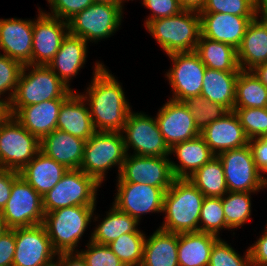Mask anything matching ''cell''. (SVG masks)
<instances>
[{
  "instance_id": "cell-20",
  "label": "cell",
  "mask_w": 267,
  "mask_h": 266,
  "mask_svg": "<svg viewBox=\"0 0 267 266\" xmlns=\"http://www.w3.org/2000/svg\"><path fill=\"white\" fill-rule=\"evenodd\" d=\"M200 135L216 156L223 151L242 148L249 144V139L234 111H229L222 118L213 121L200 132Z\"/></svg>"
},
{
  "instance_id": "cell-19",
  "label": "cell",
  "mask_w": 267,
  "mask_h": 266,
  "mask_svg": "<svg viewBox=\"0 0 267 266\" xmlns=\"http://www.w3.org/2000/svg\"><path fill=\"white\" fill-rule=\"evenodd\" d=\"M33 21L0 19V49L24 65H32Z\"/></svg>"
},
{
  "instance_id": "cell-15",
  "label": "cell",
  "mask_w": 267,
  "mask_h": 266,
  "mask_svg": "<svg viewBox=\"0 0 267 266\" xmlns=\"http://www.w3.org/2000/svg\"><path fill=\"white\" fill-rule=\"evenodd\" d=\"M57 254L42 224L15 228V253L12 266H53Z\"/></svg>"
},
{
  "instance_id": "cell-58",
  "label": "cell",
  "mask_w": 267,
  "mask_h": 266,
  "mask_svg": "<svg viewBox=\"0 0 267 266\" xmlns=\"http://www.w3.org/2000/svg\"><path fill=\"white\" fill-rule=\"evenodd\" d=\"M117 1L123 6L124 0H117Z\"/></svg>"
},
{
  "instance_id": "cell-17",
  "label": "cell",
  "mask_w": 267,
  "mask_h": 266,
  "mask_svg": "<svg viewBox=\"0 0 267 266\" xmlns=\"http://www.w3.org/2000/svg\"><path fill=\"white\" fill-rule=\"evenodd\" d=\"M38 10L33 21L32 65H48L69 32L68 22Z\"/></svg>"
},
{
  "instance_id": "cell-52",
  "label": "cell",
  "mask_w": 267,
  "mask_h": 266,
  "mask_svg": "<svg viewBox=\"0 0 267 266\" xmlns=\"http://www.w3.org/2000/svg\"><path fill=\"white\" fill-rule=\"evenodd\" d=\"M206 0H179L182 10L195 11L200 13L204 7Z\"/></svg>"
},
{
  "instance_id": "cell-3",
  "label": "cell",
  "mask_w": 267,
  "mask_h": 266,
  "mask_svg": "<svg viewBox=\"0 0 267 266\" xmlns=\"http://www.w3.org/2000/svg\"><path fill=\"white\" fill-rule=\"evenodd\" d=\"M146 29L167 55L193 52L201 36L200 14L183 10L178 15L150 21Z\"/></svg>"
},
{
  "instance_id": "cell-51",
  "label": "cell",
  "mask_w": 267,
  "mask_h": 266,
  "mask_svg": "<svg viewBox=\"0 0 267 266\" xmlns=\"http://www.w3.org/2000/svg\"><path fill=\"white\" fill-rule=\"evenodd\" d=\"M57 266H87L85 260L78 251L62 252L57 254Z\"/></svg>"
},
{
  "instance_id": "cell-25",
  "label": "cell",
  "mask_w": 267,
  "mask_h": 266,
  "mask_svg": "<svg viewBox=\"0 0 267 266\" xmlns=\"http://www.w3.org/2000/svg\"><path fill=\"white\" fill-rule=\"evenodd\" d=\"M87 48L85 40L68 32L60 49L47 65L68 88L69 80L73 79L85 64Z\"/></svg>"
},
{
  "instance_id": "cell-32",
  "label": "cell",
  "mask_w": 267,
  "mask_h": 266,
  "mask_svg": "<svg viewBox=\"0 0 267 266\" xmlns=\"http://www.w3.org/2000/svg\"><path fill=\"white\" fill-rule=\"evenodd\" d=\"M195 52L209 69L240 72L237 49L233 46L200 36Z\"/></svg>"
},
{
  "instance_id": "cell-4",
  "label": "cell",
  "mask_w": 267,
  "mask_h": 266,
  "mask_svg": "<svg viewBox=\"0 0 267 266\" xmlns=\"http://www.w3.org/2000/svg\"><path fill=\"white\" fill-rule=\"evenodd\" d=\"M72 92L73 89L68 88L47 65H24L10 108L66 99Z\"/></svg>"
},
{
  "instance_id": "cell-39",
  "label": "cell",
  "mask_w": 267,
  "mask_h": 266,
  "mask_svg": "<svg viewBox=\"0 0 267 266\" xmlns=\"http://www.w3.org/2000/svg\"><path fill=\"white\" fill-rule=\"evenodd\" d=\"M184 102L191 111L195 126L199 132L229 112L224 106L210 102L202 96L191 97Z\"/></svg>"
},
{
  "instance_id": "cell-38",
  "label": "cell",
  "mask_w": 267,
  "mask_h": 266,
  "mask_svg": "<svg viewBox=\"0 0 267 266\" xmlns=\"http://www.w3.org/2000/svg\"><path fill=\"white\" fill-rule=\"evenodd\" d=\"M223 228L231 230L225 221L222 198L205 197L201 206L198 231L219 237L220 229Z\"/></svg>"
},
{
  "instance_id": "cell-42",
  "label": "cell",
  "mask_w": 267,
  "mask_h": 266,
  "mask_svg": "<svg viewBox=\"0 0 267 266\" xmlns=\"http://www.w3.org/2000/svg\"><path fill=\"white\" fill-rule=\"evenodd\" d=\"M241 257L226 241L219 239L214 243L208 266H252L249 248Z\"/></svg>"
},
{
  "instance_id": "cell-57",
  "label": "cell",
  "mask_w": 267,
  "mask_h": 266,
  "mask_svg": "<svg viewBox=\"0 0 267 266\" xmlns=\"http://www.w3.org/2000/svg\"><path fill=\"white\" fill-rule=\"evenodd\" d=\"M93 2H97V3L120 4L117 0H93Z\"/></svg>"
},
{
  "instance_id": "cell-34",
  "label": "cell",
  "mask_w": 267,
  "mask_h": 266,
  "mask_svg": "<svg viewBox=\"0 0 267 266\" xmlns=\"http://www.w3.org/2000/svg\"><path fill=\"white\" fill-rule=\"evenodd\" d=\"M187 179L205 197L222 198L228 192L223 166L218 156L213 157Z\"/></svg>"
},
{
  "instance_id": "cell-50",
  "label": "cell",
  "mask_w": 267,
  "mask_h": 266,
  "mask_svg": "<svg viewBox=\"0 0 267 266\" xmlns=\"http://www.w3.org/2000/svg\"><path fill=\"white\" fill-rule=\"evenodd\" d=\"M249 251L252 266H267V227L255 244L249 247Z\"/></svg>"
},
{
  "instance_id": "cell-33",
  "label": "cell",
  "mask_w": 267,
  "mask_h": 266,
  "mask_svg": "<svg viewBox=\"0 0 267 266\" xmlns=\"http://www.w3.org/2000/svg\"><path fill=\"white\" fill-rule=\"evenodd\" d=\"M100 223L91 233L90 241L102 245L110 244L122 234L134 233L138 230V221L118 210L114 205Z\"/></svg>"
},
{
  "instance_id": "cell-10",
  "label": "cell",
  "mask_w": 267,
  "mask_h": 266,
  "mask_svg": "<svg viewBox=\"0 0 267 266\" xmlns=\"http://www.w3.org/2000/svg\"><path fill=\"white\" fill-rule=\"evenodd\" d=\"M221 160L228 191L257 192L267 187V178L256 166L251 146L226 150L217 155Z\"/></svg>"
},
{
  "instance_id": "cell-14",
  "label": "cell",
  "mask_w": 267,
  "mask_h": 266,
  "mask_svg": "<svg viewBox=\"0 0 267 266\" xmlns=\"http://www.w3.org/2000/svg\"><path fill=\"white\" fill-rule=\"evenodd\" d=\"M168 157L126 155L118 182L144 183L166 192L174 181Z\"/></svg>"
},
{
  "instance_id": "cell-56",
  "label": "cell",
  "mask_w": 267,
  "mask_h": 266,
  "mask_svg": "<svg viewBox=\"0 0 267 266\" xmlns=\"http://www.w3.org/2000/svg\"><path fill=\"white\" fill-rule=\"evenodd\" d=\"M254 4L261 12L267 8V0H254Z\"/></svg>"
},
{
  "instance_id": "cell-40",
  "label": "cell",
  "mask_w": 267,
  "mask_h": 266,
  "mask_svg": "<svg viewBox=\"0 0 267 266\" xmlns=\"http://www.w3.org/2000/svg\"><path fill=\"white\" fill-rule=\"evenodd\" d=\"M249 140L267 136V107L234 108Z\"/></svg>"
},
{
  "instance_id": "cell-12",
  "label": "cell",
  "mask_w": 267,
  "mask_h": 266,
  "mask_svg": "<svg viewBox=\"0 0 267 266\" xmlns=\"http://www.w3.org/2000/svg\"><path fill=\"white\" fill-rule=\"evenodd\" d=\"M1 214L10 229L41 225L45 215L42 196L19 176Z\"/></svg>"
},
{
  "instance_id": "cell-6",
  "label": "cell",
  "mask_w": 267,
  "mask_h": 266,
  "mask_svg": "<svg viewBox=\"0 0 267 266\" xmlns=\"http://www.w3.org/2000/svg\"><path fill=\"white\" fill-rule=\"evenodd\" d=\"M126 155L122 132L96 131L85 142L80 170L101 185L105 173L114 165L118 166L119 176Z\"/></svg>"
},
{
  "instance_id": "cell-37",
  "label": "cell",
  "mask_w": 267,
  "mask_h": 266,
  "mask_svg": "<svg viewBox=\"0 0 267 266\" xmlns=\"http://www.w3.org/2000/svg\"><path fill=\"white\" fill-rule=\"evenodd\" d=\"M251 193L230 192L222 197V206L226 224L232 228L241 227L251 216Z\"/></svg>"
},
{
  "instance_id": "cell-7",
  "label": "cell",
  "mask_w": 267,
  "mask_h": 266,
  "mask_svg": "<svg viewBox=\"0 0 267 266\" xmlns=\"http://www.w3.org/2000/svg\"><path fill=\"white\" fill-rule=\"evenodd\" d=\"M100 184L80 169L68 170L43 197L45 213L70 206H96Z\"/></svg>"
},
{
  "instance_id": "cell-27",
  "label": "cell",
  "mask_w": 267,
  "mask_h": 266,
  "mask_svg": "<svg viewBox=\"0 0 267 266\" xmlns=\"http://www.w3.org/2000/svg\"><path fill=\"white\" fill-rule=\"evenodd\" d=\"M175 153L179 164L170 161L174 178H189L196 170L209 162L216 155L201 135L174 144L170 148V154Z\"/></svg>"
},
{
  "instance_id": "cell-16",
  "label": "cell",
  "mask_w": 267,
  "mask_h": 266,
  "mask_svg": "<svg viewBox=\"0 0 267 266\" xmlns=\"http://www.w3.org/2000/svg\"><path fill=\"white\" fill-rule=\"evenodd\" d=\"M114 206L141 220V214L163 212L164 191L160 187L142 183L118 182Z\"/></svg>"
},
{
  "instance_id": "cell-5",
  "label": "cell",
  "mask_w": 267,
  "mask_h": 266,
  "mask_svg": "<svg viewBox=\"0 0 267 266\" xmlns=\"http://www.w3.org/2000/svg\"><path fill=\"white\" fill-rule=\"evenodd\" d=\"M95 206H70L45 213L42 225L57 253L75 252L94 215Z\"/></svg>"
},
{
  "instance_id": "cell-13",
  "label": "cell",
  "mask_w": 267,
  "mask_h": 266,
  "mask_svg": "<svg viewBox=\"0 0 267 266\" xmlns=\"http://www.w3.org/2000/svg\"><path fill=\"white\" fill-rule=\"evenodd\" d=\"M173 66L166 74L172 87L170 99L184 102L188 98L200 96L206 66L195 52L172 53L168 55Z\"/></svg>"
},
{
  "instance_id": "cell-30",
  "label": "cell",
  "mask_w": 267,
  "mask_h": 266,
  "mask_svg": "<svg viewBox=\"0 0 267 266\" xmlns=\"http://www.w3.org/2000/svg\"><path fill=\"white\" fill-rule=\"evenodd\" d=\"M238 75L239 72L206 68L200 96L224 106L228 111H233Z\"/></svg>"
},
{
  "instance_id": "cell-18",
  "label": "cell",
  "mask_w": 267,
  "mask_h": 266,
  "mask_svg": "<svg viewBox=\"0 0 267 266\" xmlns=\"http://www.w3.org/2000/svg\"><path fill=\"white\" fill-rule=\"evenodd\" d=\"M156 121L169 148L176 143L184 142L200 135L191 111L185 102L169 99L159 109Z\"/></svg>"
},
{
  "instance_id": "cell-26",
  "label": "cell",
  "mask_w": 267,
  "mask_h": 266,
  "mask_svg": "<svg viewBox=\"0 0 267 266\" xmlns=\"http://www.w3.org/2000/svg\"><path fill=\"white\" fill-rule=\"evenodd\" d=\"M81 93L72 92L62 103L56 129L74 137L88 140L95 132L89 107ZM86 105V106H85Z\"/></svg>"
},
{
  "instance_id": "cell-1",
  "label": "cell",
  "mask_w": 267,
  "mask_h": 266,
  "mask_svg": "<svg viewBox=\"0 0 267 266\" xmlns=\"http://www.w3.org/2000/svg\"><path fill=\"white\" fill-rule=\"evenodd\" d=\"M86 94L92 123L96 131L122 132L131 108L121 84L100 62L95 63Z\"/></svg>"
},
{
  "instance_id": "cell-2",
  "label": "cell",
  "mask_w": 267,
  "mask_h": 266,
  "mask_svg": "<svg viewBox=\"0 0 267 266\" xmlns=\"http://www.w3.org/2000/svg\"><path fill=\"white\" fill-rule=\"evenodd\" d=\"M205 196L187 179L175 178L164 193V224L159 229L170 233L197 232Z\"/></svg>"
},
{
  "instance_id": "cell-43",
  "label": "cell",
  "mask_w": 267,
  "mask_h": 266,
  "mask_svg": "<svg viewBox=\"0 0 267 266\" xmlns=\"http://www.w3.org/2000/svg\"><path fill=\"white\" fill-rule=\"evenodd\" d=\"M22 68L23 65L20 62L0 53V97L9 90L6 98L9 103L16 91Z\"/></svg>"
},
{
  "instance_id": "cell-9",
  "label": "cell",
  "mask_w": 267,
  "mask_h": 266,
  "mask_svg": "<svg viewBox=\"0 0 267 266\" xmlns=\"http://www.w3.org/2000/svg\"><path fill=\"white\" fill-rule=\"evenodd\" d=\"M40 151V140L13 116L0 126V168L20 172Z\"/></svg>"
},
{
  "instance_id": "cell-8",
  "label": "cell",
  "mask_w": 267,
  "mask_h": 266,
  "mask_svg": "<svg viewBox=\"0 0 267 266\" xmlns=\"http://www.w3.org/2000/svg\"><path fill=\"white\" fill-rule=\"evenodd\" d=\"M122 10L121 4L94 2L67 21L69 33L86 42L108 38L121 25Z\"/></svg>"
},
{
  "instance_id": "cell-41",
  "label": "cell",
  "mask_w": 267,
  "mask_h": 266,
  "mask_svg": "<svg viewBox=\"0 0 267 266\" xmlns=\"http://www.w3.org/2000/svg\"><path fill=\"white\" fill-rule=\"evenodd\" d=\"M200 13H223L255 17L261 11L254 4V0H206Z\"/></svg>"
},
{
  "instance_id": "cell-36",
  "label": "cell",
  "mask_w": 267,
  "mask_h": 266,
  "mask_svg": "<svg viewBox=\"0 0 267 266\" xmlns=\"http://www.w3.org/2000/svg\"><path fill=\"white\" fill-rule=\"evenodd\" d=\"M146 236L140 230L125 233L108 246L126 266H141Z\"/></svg>"
},
{
  "instance_id": "cell-29",
  "label": "cell",
  "mask_w": 267,
  "mask_h": 266,
  "mask_svg": "<svg viewBox=\"0 0 267 266\" xmlns=\"http://www.w3.org/2000/svg\"><path fill=\"white\" fill-rule=\"evenodd\" d=\"M218 239L199 231L178 233L179 266H208L211 249Z\"/></svg>"
},
{
  "instance_id": "cell-24",
  "label": "cell",
  "mask_w": 267,
  "mask_h": 266,
  "mask_svg": "<svg viewBox=\"0 0 267 266\" xmlns=\"http://www.w3.org/2000/svg\"><path fill=\"white\" fill-rule=\"evenodd\" d=\"M86 140L53 130L40 140V151L68 170L80 169Z\"/></svg>"
},
{
  "instance_id": "cell-22",
  "label": "cell",
  "mask_w": 267,
  "mask_h": 266,
  "mask_svg": "<svg viewBox=\"0 0 267 266\" xmlns=\"http://www.w3.org/2000/svg\"><path fill=\"white\" fill-rule=\"evenodd\" d=\"M64 100L52 99L22 108H10V113L29 133L41 140L56 129Z\"/></svg>"
},
{
  "instance_id": "cell-55",
  "label": "cell",
  "mask_w": 267,
  "mask_h": 266,
  "mask_svg": "<svg viewBox=\"0 0 267 266\" xmlns=\"http://www.w3.org/2000/svg\"><path fill=\"white\" fill-rule=\"evenodd\" d=\"M10 228L8 227L5 219L3 218L1 211H0V236L4 235Z\"/></svg>"
},
{
  "instance_id": "cell-46",
  "label": "cell",
  "mask_w": 267,
  "mask_h": 266,
  "mask_svg": "<svg viewBox=\"0 0 267 266\" xmlns=\"http://www.w3.org/2000/svg\"><path fill=\"white\" fill-rule=\"evenodd\" d=\"M142 4L152 11L151 16L145 21L146 26L150 21L178 15L181 11L179 0H142Z\"/></svg>"
},
{
  "instance_id": "cell-31",
  "label": "cell",
  "mask_w": 267,
  "mask_h": 266,
  "mask_svg": "<svg viewBox=\"0 0 267 266\" xmlns=\"http://www.w3.org/2000/svg\"><path fill=\"white\" fill-rule=\"evenodd\" d=\"M141 266H179L178 233L157 229L145 239Z\"/></svg>"
},
{
  "instance_id": "cell-49",
  "label": "cell",
  "mask_w": 267,
  "mask_h": 266,
  "mask_svg": "<svg viewBox=\"0 0 267 266\" xmlns=\"http://www.w3.org/2000/svg\"><path fill=\"white\" fill-rule=\"evenodd\" d=\"M19 172L0 168V211L10 198L13 182L19 177Z\"/></svg>"
},
{
  "instance_id": "cell-53",
  "label": "cell",
  "mask_w": 267,
  "mask_h": 266,
  "mask_svg": "<svg viewBox=\"0 0 267 266\" xmlns=\"http://www.w3.org/2000/svg\"><path fill=\"white\" fill-rule=\"evenodd\" d=\"M10 117V103L7 99L3 100L0 97V126Z\"/></svg>"
},
{
  "instance_id": "cell-47",
  "label": "cell",
  "mask_w": 267,
  "mask_h": 266,
  "mask_svg": "<svg viewBox=\"0 0 267 266\" xmlns=\"http://www.w3.org/2000/svg\"><path fill=\"white\" fill-rule=\"evenodd\" d=\"M15 253V228L0 236V266H12Z\"/></svg>"
},
{
  "instance_id": "cell-45",
  "label": "cell",
  "mask_w": 267,
  "mask_h": 266,
  "mask_svg": "<svg viewBox=\"0 0 267 266\" xmlns=\"http://www.w3.org/2000/svg\"><path fill=\"white\" fill-rule=\"evenodd\" d=\"M51 7V13L48 15L68 21L75 14L88 8L94 2L93 0H47Z\"/></svg>"
},
{
  "instance_id": "cell-44",
  "label": "cell",
  "mask_w": 267,
  "mask_h": 266,
  "mask_svg": "<svg viewBox=\"0 0 267 266\" xmlns=\"http://www.w3.org/2000/svg\"><path fill=\"white\" fill-rule=\"evenodd\" d=\"M86 246L87 250L76 251L83 257L87 266H126L108 245L97 244L89 239Z\"/></svg>"
},
{
  "instance_id": "cell-11",
  "label": "cell",
  "mask_w": 267,
  "mask_h": 266,
  "mask_svg": "<svg viewBox=\"0 0 267 266\" xmlns=\"http://www.w3.org/2000/svg\"><path fill=\"white\" fill-rule=\"evenodd\" d=\"M126 153L132 147L134 155L168 157L170 148L165 143L156 118L144 113L130 112L122 130Z\"/></svg>"
},
{
  "instance_id": "cell-48",
  "label": "cell",
  "mask_w": 267,
  "mask_h": 266,
  "mask_svg": "<svg viewBox=\"0 0 267 266\" xmlns=\"http://www.w3.org/2000/svg\"><path fill=\"white\" fill-rule=\"evenodd\" d=\"M254 160L261 175L267 173V136L249 140Z\"/></svg>"
},
{
  "instance_id": "cell-59",
  "label": "cell",
  "mask_w": 267,
  "mask_h": 266,
  "mask_svg": "<svg viewBox=\"0 0 267 266\" xmlns=\"http://www.w3.org/2000/svg\"><path fill=\"white\" fill-rule=\"evenodd\" d=\"M263 13L267 16V8L263 10Z\"/></svg>"
},
{
  "instance_id": "cell-35",
  "label": "cell",
  "mask_w": 267,
  "mask_h": 266,
  "mask_svg": "<svg viewBox=\"0 0 267 266\" xmlns=\"http://www.w3.org/2000/svg\"><path fill=\"white\" fill-rule=\"evenodd\" d=\"M267 107V87L253 71L240 70L236 81L234 108Z\"/></svg>"
},
{
  "instance_id": "cell-28",
  "label": "cell",
  "mask_w": 267,
  "mask_h": 266,
  "mask_svg": "<svg viewBox=\"0 0 267 266\" xmlns=\"http://www.w3.org/2000/svg\"><path fill=\"white\" fill-rule=\"evenodd\" d=\"M67 171L63 165L39 151L19 175L43 197Z\"/></svg>"
},
{
  "instance_id": "cell-23",
  "label": "cell",
  "mask_w": 267,
  "mask_h": 266,
  "mask_svg": "<svg viewBox=\"0 0 267 266\" xmlns=\"http://www.w3.org/2000/svg\"><path fill=\"white\" fill-rule=\"evenodd\" d=\"M261 14L260 20L257 14L250 21L242 43L237 49V59L241 70L252 71L267 62V16L263 11Z\"/></svg>"
},
{
  "instance_id": "cell-54",
  "label": "cell",
  "mask_w": 267,
  "mask_h": 266,
  "mask_svg": "<svg viewBox=\"0 0 267 266\" xmlns=\"http://www.w3.org/2000/svg\"><path fill=\"white\" fill-rule=\"evenodd\" d=\"M260 81L267 87V62L252 70Z\"/></svg>"
},
{
  "instance_id": "cell-21",
  "label": "cell",
  "mask_w": 267,
  "mask_h": 266,
  "mask_svg": "<svg viewBox=\"0 0 267 266\" xmlns=\"http://www.w3.org/2000/svg\"><path fill=\"white\" fill-rule=\"evenodd\" d=\"M201 35L238 49L246 29L254 17H243L223 13H199Z\"/></svg>"
}]
</instances>
